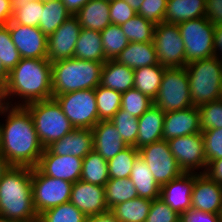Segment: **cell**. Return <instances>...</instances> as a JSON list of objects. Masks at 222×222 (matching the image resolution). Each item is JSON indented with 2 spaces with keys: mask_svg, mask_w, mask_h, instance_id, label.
I'll use <instances>...</instances> for the list:
<instances>
[{
  "mask_svg": "<svg viewBox=\"0 0 222 222\" xmlns=\"http://www.w3.org/2000/svg\"><path fill=\"white\" fill-rule=\"evenodd\" d=\"M153 104L165 113L193 106L185 67L165 68L161 85Z\"/></svg>",
  "mask_w": 222,
  "mask_h": 222,
  "instance_id": "cell-8",
  "label": "cell"
},
{
  "mask_svg": "<svg viewBox=\"0 0 222 222\" xmlns=\"http://www.w3.org/2000/svg\"><path fill=\"white\" fill-rule=\"evenodd\" d=\"M199 108L192 106L177 111L165 113L163 125V139L168 141L175 137H181L200 133Z\"/></svg>",
  "mask_w": 222,
  "mask_h": 222,
  "instance_id": "cell-19",
  "label": "cell"
},
{
  "mask_svg": "<svg viewBox=\"0 0 222 222\" xmlns=\"http://www.w3.org/2000/svg\"><path fill=\"white\" fill-rule=\"evenodd\" d=\"M93 149L106 161L114 158L127 145L110 120H101L93 128Z\"/></svg>",
  "mask_w": 222,
  "mask_h": 222,
  "instance_id": "cell-22",
  "label": "cell"
},
{
  "mask_svg": "<svg viewBox=\"0 0 222 222\" xmlns=\"http://www.w3.org/2000/svg\"><path fill=\"white\" fill-rule=\"evenodd\" d=\"M166 6L167 0H144L137 14L158 25L164 22Z\"/></svg>",
  "mask_w": 222,
  "mask_h": 222,
  "instance_id": "cell-47",
  "label": "cell"
},
{
  "mask_svg": "<svg viewBox=\"0 0 222 222\" xmlns=\"http://www.w3.org/2000/svg\"><path fill=\"white\" fill-rule=\"evenodd\" d=\"M204 140V154L207 164L222 158V128L201 132Z\"/></svg>",
  "mask_w": 222,
  "mask_h": 222,
  "instance_id": "cell-45",
  "label": "cell"
},
{
  "mask_svg": "<svg viewBox=\"0 0 222 222\" xmlns=\"http://www.w3.org/2000/svg\"><path fill=\"white\" fill-rule=\"evenodd\" d=\"M204 173L216 183L222 184V158L210 161Z\"/></svg>",
  "mask_w": 222,
  "mask_h": 222,
  "instance_id": "cell-51",
  "label": "cell"
},
{
  "mask_svg": "<svg viewBox=\"0 0 222 222\" xmlns=\"http://www.w3.org/2000/svg\"><path fill=\"white\" fill-rule=\"evenodd\" d=\"M199 108L201 131L222 128V100H216Z\"/></svg>",
  "mask_w": 222,
  "mask_h": 222,
  "instance_id": "cell-44",
  "label": "cell"
},
{
  "mask_svg": "<svg viewBox=\"0 0 222 222\" xmlns=\"http://www.w3.org/2000/svg\"><path fill=\"white\" fill-rule=\"evenodd\" d=\"M194 173H183L161 186L160 198L175 212L182 215L191 209Z\"/></svg>",
  "mask_w": 222,
  "mask_h": 222,
  "instance_id": "cell-20",
  "label": "cell"
},
{
  "mask_svg": "<svg viewBox=\"0 0 222 222\" xmlns=\"http://www.w3.org/2000/svg\"><path fill=\"white\" fill-rule=\"evenodd\" d=\"M92 129L75 128L67 133L62 139L50 144L47 149L60 156L72 155L84 158L93 150Z\"/></svg>",
  "mask_w": 222,
  "mask_h": 222,
  "instance_id": "cell-21",
  "label": "cell"
},
{
  "mask_svg": "<svg viewBox=\"0 0 222 222\" xmlns=\"http://www.w3.org/2000/svg\"><path fill=\"white\" fill-rule=\"evenodd\" d=\"M100 85L118 92L134 88V70L115 60H107L101 70Z\"/></svg>",
  "mask_w": 222,
  "mask_h": 222,
  "instance_id": "cell-25",
  "label": "cell"
},
{
  "mask_svg": "<svg viewBox=\"0 0 222 222\" xmlns=\"http://www.w3.org/2000/svg\"><path fill=\"white\" fill-rule=\"evenodd\" d=\"M109 11L111 24L115 25H121L137 15L136 11L124 0L110 1Z\"/></svg>",
  "mask_w": 222,
  "mask_h": 222,
  "instance_id": "cell-48",
  "label": "cell"
},
{
  "mask_svg": "<svg viewBox=\"0 0 222 222\" xmlns=\"http://www.w3.org/2000/svg\"><path fill=\"white\" fill-rule=\"evenodd\" d=\"M170 151L184 173H204L207 162L202 133L175 137L168 141ZM197 171V172H196Z\"/></svg>",
  "mask_w": 222,
  "mask_h": 222,
  "instance_id": "cell-13",
  "label": "cell"
},
{
  "mask_svg": "<svg viewBox=\"0 0 222 222\" xmlns=\"http://www.w3.org/2000/svg\"><path fill=\"white\" fill-rule=\"evenodd\" d=\"M7 25L21 58H47L48 37L38 27L17 24L12 20Z\"/></svg>",
  "mask_w": 222,
  "mask_h": 222,
  "instance_id": "cell-15",
  "label": "cell"
},
{
  "mask_svg": "<svg viewBox=\"0 0 222 222\" xmlns=\"http://www.w3.org/2000/svg\"><path fill=\"white\" fill-rule=\"evenodd\" d=\"M84 222H119V221L110 211H107L102 214L86 216Z\"/></svg>",
  "mask_w": 222,
  "mask_h": 222,
  "instance_id": "cell-53",
  "label": "cell"
},
{
  "mask_svg": "<svg viewBox=\"0 0 222 222\" xmlns=\"http://www.w3.org/2000/svg\"><path fill=\"white\" fill-rule=\"evenodd\" d=\"M13 7H21L24 3H27L31 0H11Z\"/></svg>",
  "mask_w": 222,
  "mask_h": 222,
  "instance_id": "cell-59",
  "label": "cell"
},
{
  "mask_svg": "<svg viewBox=\"0 0 222 222\" xmlns=\"http://www.w3.org/2000/svg\"><path fill=\"white\" fill-rule=\"evenodd\" d=\"M165 68L158 63L135 69L134 88L154 100L158 94Z\"/></svg>",
  "mask_w": 222,
  "mask_h": 222,
  "instance_id": "cell-30",
  "label": "cell"
},
{
  "mask_svg": "<svg viewBox=\"0 0 222 222\" xmlns=\"http://www.w3.org/2000/svg\"><path fill=\"white\" fill-rule=\"evenodd\" d=\"M32 168L10 166L0 180V217L9 222H37L32 195Z\"/></svg>",
  "mask_w": 222,
  "mask_h": 222,
  "instance_id": "cell-3",
  "label": "cell"
},
{
  "mask_svg": "<svg viewBox=\"0 0 222 222\" xmlns=\"http://www.w3.org/2000/svg\"><path fill=\"white\" fill-rule=\"evenodd\" d=\"M165 112L154 104L138 118V136L134 147L143 146L163 139V125Z\"/></svg>",
  "mask_w": 222,
  "mask_h": 222,
  "instance_id": "cell-23",
  "label": "cell"
},
{
  "mask_svg": "<svg viewBox=\"0 0 222 222\" xmlns=\"http://www.w3.org/2000/svg\"><path fill=\"white\" fill-rule=\"evenodd\" d=\"M0 222H9V221H7L4 218L0 217Z\"/></svg>",
  "mask_w": 222,
  "mask_h": 222,
  "instance_id": "cell-61",
  "label": "cell"
},
{
  "mask_svg": "<svg viewBox=\"0 0 222 222\" xmlns=\"http://www.w3.org/2000/svg\"><path fill=\"white\" fill-rule=\"evenodd\" d=\"M109 179L107 161L93 149L83 158L80 180L105 186Z\"/></svg>",
  "mask_w": 222,
  "mask_h": 222,
  "instance_id": "cell-32",
  "label": "cell"
},
{
  "mask_svg": "<svg viewBox=\"0 0 222 222\" xmlns=\"http://www.w3.org/2000/svg\"><path fill=\"white\" fill-rule=\"evenodd\" d=\"M11 165L0 154V180Z\"/></svg>",
  "mask_w": 222,
  "mask_h": 222,
  "instance_id": "cell-57",
  "label": "cell"
},
{
  "mask_svg": "<svg viewBox=\"0 0 222 222\" xmlns=\"http://www.w3.org/2000/svg\"><path fill=\"white\" fill-rule=\"evenodd\" d=\"M70 202L85 216L102 214L109 211L106 205L104 186L82 180L72 185Z\"/></svg>",
  "mask_w": 222,
  "mask_h": 222,
  "instance_id": "cell-18",
  "label": "cell"
},
{
  "mask_svg": "<svg viewBox=\"0 0 222 222\" xmlns=\"http://www.w3.org/2000/svg\"><path fill=\"white\" fill-rule=\"evenodd\" d=\"M126 3L136 11V13L139 11L141 4L144 2V0H124Z\"/></svg>",
  "mask_w": 222,
  "mask_h": 222,
  "instance_id": "cell-58",
  "label": "cell"
},
{
  "mask_svg": "<svg viewBox=\"0 0 222 222\" xmlns=\"http://www.w3.org/2000/svg\"><path fill=\"white\" fill-rule=\"evenodd\" d=\"M0 117L3 118L0 120L1 156L11 166L37 167L45 148L28 109L5 105L0 109Z\"/></svg>",
  "mask_w": 222,
  "mask_h": 222,
  "instance_id": "cell-1",
  "label": "cell"
},
{
  "mask_svg": "<svg viewBox=\"0 0 222 222\" xmlns=\"http://www.w3.org/2000/svg\"><path fill=\"white\" fill-rule=\"evenodd\" d=\"M122 93L98 85L95 88V97L99 120H110L121 108Z\"/></svg>",
  "mask_w": 222,
  "mask_h": 222,
  "instance_id": "cell-37",
  "label": "cell"
},
{
  "mask_svg": "<svg viewBox=\"0 0 222 222\" xmlns=\"http://www.w3.org/2000/svg\"><path fill=\"white\" fill-rule=\"evenodd\" d=\"M177 25L185 45V66L193 61L215 56V25L206 17Z\"/></svg>",
  "mask_w": 222,
  "mask_h": 222,
  "instance_id": "cell-7",
  "label": "cell"
},
{
  "mask_svg": "<svg viewBox=\"0 0 222 222\" xmlns=\"http://www.w3.org/2000/svg\"><path fill=\"white\" fill-rule=\"evenodd\" d=\"M13 17L11 0H0V26L7 25Z\"/></svg>",
  "mask_w": 222,
  "mask_h": 222,
  "instance_id": "cell-52",
  "label": "cell"
},
{
  "mask_svg": "<svg viewBox=\"0 0 222 222\" xmlns=\"http://www.w3.org/2000/svg\"><path fill=\"white\" fill-rule=\"evenodd\" d=\"M71 15H75L89 0H61Z\"/></svg>",
  "mask_w": 222,
  "mask_h": 222,
  "instance_id": "cell-55",
  "label": "cell"
},
{
  "mask_svg": "<svg viewBox=\"0 0 222 222\" xmlns=\"http://www.w3.org/2000/svg\"><path fill=\"white\" fill-rule=\"evenodd\" d=\"M75 128L92 129L98 118L95 89L53 95Z\"/></svg>",
  "mask_w": 222,
  "mask_h": 222,
  "instance_id": "cell-9",
  "label": "cell"
},
{
  "mask_svg": "<svg viewBox=\"0 0 222 222\" xmlns=\"http://www.w3.org/2000/svg\"><path fill=\"white\" fill-rule=\"evenodd\" d=\"M74 58L106 62L100 31L82 28L74 49Z\"/></svg>",
  "mask_w": 222,
  "mask_h": 222,
  "instance_id": "cell-29",
  "label": "cell"
},
{
  "mask_svg": "<svg viewBox=\"0 0 222 222\" xmlns=\"http://www.w3.org/2000/svg\"><path fill=\"white\" fill-rule=\"evenodd\" d=\"M138 197L155 200L160 198L161 187L154 179L152 172L146 162L138 157L134 162L130 177Z\"/></svg>",
  "mask_w": 222,
  "mask_h": 222,
  "instance_id": "cell-28",
  "label": "cell"
},
{
  "mask_svg": "<svg viewBox=\"0 0 222 222\" xmlns=\"http://www.w3.org/2000/svg\"><path fill=\"white\" fill-rule=\"evenodd\" d=\"M83 158L52 154L44 149L37 168L46 176L75 183L80 180Z\"/></svg>",
  "mask_w": 222,
  "mask_h": 222,
  "instance_id": "cell-16",
  "label": "cell"
},
{
  "mask_svg": "<svg viewBox=\"0 0 222 222\" xmlns=\"http://www.w3.org/2000/svg\"><path fill=\"white\" fill-rule=\"evenodd\" d=\"M104 63L74 57L51 63L53 95L95 89Z\"/></svg>",
  "mask_w": 222,
  "mask_h": 222,
  "instance_id": "cell-4",
  "label": "cell"
},
{
  "mask_svg": "<svg viewBox=\"0 0 222 222\" xmlns=\"http://www.w3.org/2000/svg\"><path fill=\"white\" fill-rule=\"evenodd\" d=\"M215 56L222 61V25H215Z\"/></svg>",
  "mask_w": 222,
  "mask_h": 222,
  "instance_id": "cell-54",
  "label": "cell"
},
{
  "mask_svg": "<svg viewBox=\"0 0 222 222\" xmlns=\"http://www.w3.org/2000/svg\"><path fill=\"white\" fill-rule=\"evenodd\" d=\"M114 60L133 70L158 64L154 42H129Z\"/></svg>",
  "mask_w": 222,
  "mask_h": 222,
  "instance_id": "cell-24",
  "label": "cell"
},
{
  "mask_svg": "<svg viewBox=\"0 0 222 222\" xmlns=\"http://www.w3.org/2000/svg\"><path fill=\"white\" fill-rule=\"evenodd\" d=\"M206 0H167L164 22L179 24L205 17Z\"/></svg>",
  "mask_w": 222,
  "mask_h": 222,
  "instance_id": "cell-27",
  "label": "cell"
},
{
  "mask_svg": "<svg viewBox=\"0 0 222 222\" xmlns=\"http://www.w3.org/2000/svg\"><path fill=\"white\" fill-rule=\"evenodd\" d=\"M138 157L139 150L134 146H127L120 151L114 158L107 161L109 178H129Z\"/></svg>",
  "mask_w": 222,
  "mask_h": 222,
  "instance_id": "cell-35",
  "label": "cell"
},
{
  "mask_svg": "<svg viewBox=\"0 0 222 222\" xmlns=\"http://www.w3.org/2000/svg\"><path fill=\"white\" fill-rule=\"evenodd\" d=\"M153 42L161 66L185 67V45L177 24L161 22L155 25Z\"/></svg>",
  "mask_w": 222,
  "mask_h": 222,
  "instance_id": "cell-12",
  "label": "cell"
},
{
  "mask_svg": "<svg viewBox=\"0 0 222 222\" xmlns=\"http://www.w3.org/2000/svg\"><path fill=\"white\" fill-rule=\"evenodd\" d=\"M81 25L75 15L70 16L48 36L47 59L55 61L74 57V49L81 32Z\"/></svg>",
  "mask_w": 222,
  "mask_h": 222,
  "instance_id": "cell-14",
  "label": "cell"
},
{
  "mask_svg": "<svg viewBox=\"0 0 222 222\" xmlns=\"http://www.w3.org/2000/svg\"><path fill=\"white\" fill-rule=\"evenodd\" d=\"M25 107L32 117L36 133L44 148L75 129L53 97L28 103Z\"/></svg>",
  "mask_w": 222,
  "mask_h": 222,
  "instance_id": "cell-6",
  "label": "cell"
},
{
  "mask_svg": "<svg viewBox=\"0 0 222 222\" xmlns=\"http://www.w3.org/2000/svg\"><path fill=\"white\" fill-rule=\"evenodd\" d=\"M85 218L79 209L67 202L42 212L37 222H84Z\"/></svg>",
  "mask_w": 222,
  "mask_h": 222,
  "instance_id": "cell-39",
  "label": "cell"
},
{
  "mask_svg": "<svg viewBox=\"0 0 222 222\" xmlns=\"http://www.w3.org/2000/svg\"><path fill=\"white\" fill-rule=\"evenodd\" d=\"M191 209L221 214L222 184L216 183L205 173H194Z\"/></svg>",
  "mask_w": 222,
  "mask_h": 222,
  "instance_id": "cell-17",
  "label": "cell"
},
{
  "mask_svg": "<svg viewBox=\"0 0 222 222\" xmlns=\"http://www.w3.org/2000/svg\"><path fill=\"white\" fill-rule=\"evenodd\" d=\"M110 2L89 0L76 14L82 28L102 31L111 24Z\"/></svg>",
  "mask_w": 222,
  "mask_h": 222,
  "instance_id": "cell-26",
  "label": "cell"
},
{
  "mask_svg": "<svg viewBox=\"0 0 222 222\" xmlns=\"http://www.w3.org/2000/svg\"><path fill=\"white\" fill-rule=\"evenodd\" d=\"M205 17L214 25H222V0H206Z\"/></svg>",
  "mask_w": 222,
  "mask_h": 222,
  "instance_id": "cell-50",
  "label": "cell"
},
{
  "mask_svg": "<svg viewBox=\"0 0 222 222\" xmlns=\"http://www.w3.org/2000/svg\"><path fill=\"white\" fill-rule=\"evenodd\" d=\"M104 191L109 210L119 203L138 197L136 187L130 178L109 179L104 186Z\"/></svg>",
  "mask_w": 222,
  "mask_h": 222,
  "instance_id": "cell-34",
  "label": "cell"
},
{
  "mask_svg": "<svg viewBox=\"0 0 222 222\" xmlns=\"http://www.w3.org/2000/svg\"><path fill=\"white\" fill-rule=\"evenodd\" d=\"M32 195L37 214L70 202L72 182L44 175L37 167L32 168Z\"/></svg>",
  "mask_w": 222,
  "mask_h": 222,
  "instance_id": "cell-10",
  "label": "cell"
},
{
  "mask_svg": "<svg viewBox=\"0 0 222 222\" xmlns=\"http://www.w3.org/2000/svg\"><path fill=\"white\" fill-rule=\"evenodd\" d=\"M3 95L6 105L10 106L52 98L51 62L47 58H22L8 73Z\"/></svg>",
  "mask_w": 222,
  "mask_h": 222,
  "instance_id": "cell-2",
  "label": "cell"
},
{
  "mask_svg": "<svg viewBox=\"0 0 222 222\" xmlns=\"http://www.w3.org/2000/svg\"><path fill=\"white\" fill-rule=\"evenodd\" d=\"M6 105L3 95V88L0 86V109Z\"/></svg>",
  "mask_w": 222,
  "mask_h": 222,
  "instance_id": "cell-60",
  "label": "cell"
},
{
  "mask_svg": "<svg viewBox=\"0 0 222 222\" xmlns=\"http://www.w3.org/2000/svg\"><path fill=\"white\" fill-rule=\"evenodd\" d=\"M120 27L129 42H153L155 25L138 14Z\"/></svg>",
  "mask_w": 222,
  "mask_h": 222,
  "instance_id": "cell-36",
  "label": "cell"
},
{
  "mask_svg": "<svg viewBox=\"0 0 222 222\" xmlns=\"http://www.w3.org/2000/svg\"><path fill=\"white\" fill-rule=\"evenodd\" d=\"M71 15L61 0L44 2L38 28L48 37Z\"/></svg>",
  "mask_w": 222,
  "mask_h": 222,
  "instance_id": "cell-33",
  "label": "cell"
},
{
  "mask_svg": "<svg viewBox=\"0 0 222 222\" xmlns=\"http://www.w3.org/2000/svg\"><path fill=\"white\" fill-rule=\"evenodd\" d=\"M100 33L107 60H114L129 43L120 25L110 24Z\"/></svg>",
  "mask_w": 222,
  "mask_h": 222,
  "instance_id": "cell-38",
  "label": "cell"
},
{
  "mask_svg": "<svg viewBox=\"0 0 222 222\" xmlns=\"http://www.w3.org/2000/svg\"><path fill=\"white\" fill-rule=\"evenodd\" d=\"M21 55L14 45L8 25L0 26V61L9 73L21 60Z\"/></svg>",
  "mask_w": 222,
  "mask_h": 222,
  "instance_id": "cell-43",
  "label": "cell"
},
{
  "mask_svg": "<svg viewBox=\"0 0 222 222\" xmlns=\"http://www.w3.org/2000/svg\"><path fill=\"white\" fill-rule=\"evenodd\" d=\"M152 200L136 197L113 206L109 211L119 222H145Z\"/></svg>",
  "mask_w": 222,
  "mask_h": 222,
  "instance_id": "cell-31",
  "label": "cell"
},
{
  "mask_svg": "<svg viewBox=\"0 0 222 222\" xmlns=\"http://www.w3.org/2000/svg\"><path fill=\"white\" fill-rule=\"evenodd\" d=\"M110 121L121 134V138L127 146H134L138 136V118L129 112L119 109Z\"/></svg>",
  "mask_w": 222,
  "mask_h": 222,
  "instance_id": "cell-40",
  "label": "cell"
},
{
  "mask_svg": "<svg viewBox=\"0 0 222 222\" xmlns=\"http://www.w3.org/2000/svg\"><path fill=\"white\" fill-rule=\"evenodd\" d=\"M7 79H8V72L5 70V68L3 67V65L0 61V86L2 88L5 87V85L7 83Z\"/></svg>",
  "mask_w": 222,
  "mask_h": 222,
  "instance_id": "cell-56",
  "label": "cell"
},
{
  "mask_svg": "<svg viewBox=\"0 0 222 222\" xmlns=\"http://www.w3.org/2000/svg\"><path fill=\"white\" fill-rule=\"evenodd\" d=\"M180 222H221V214L189 209L181 215Z\"/></svg>",
  "mask_w": 222,
  "mask_h": 222,
  "instance_id": "cell-49",
  "label": "cell"
},
{
  "mask_svg": "<svg viewBox=\"0 0 222 222\" xmlns=\"http://www.w3.org/2000/svg\"><path fill=\"white\" fill-rule=\"evenodd\" d=\"M44 10V2L31 0L21 7H13L12 21L17 24L38 27Z\"/></svg>",
  "mask_w": 222,
  "mask_h": 222,
  "instance_id": "cell-42",
  "label": "cell"
},
{
  "mask_svg": "<svg viewBox=\"0 0 222 222\" xmlns=\"http://www.w3.org/2000/svg\"><path fill=\"white\" fill-rule=\"evenodd\" d=\"M138 150L139 157L146 162L160 187L184 173L166 140L161 139Z\"/></svg>",
  "mask_w": 222,
  "mask_h": 222,
  "instance_id": "cell-11",
  "label": "cell"
},
{
  "mask_svg": "<svg viewBox=\"0 0 222 222\" xmlns=\"http://www.w3.org/2000/svg\"><path fill=\"white\" fill-rule=\"evenodd\" d=\"M181 215L173 211L161 198L152 200L145 222H180Z\"/></svg>",
  "mask_w": 222,
  "mask_h": 222,
  "instance_id": "cell-46",
  "label": "cell"
},
{
  "mask_svg": "<svg viewBox=\"0 0 222 222\" xmlns=\"http://www.w3.org/2000/svg\"><path fill=\"white\" fill-rule=\"evenodd\" d=\"M152 105L153 100L135 88L122 93L121 109L134 117L140 118Z\"/></svg>",
  "mask_w": 222,
  "mask_h": 222,
  "instance_id": "cell-41",
  "label": "cell"
},
{
  "mask_svg": "<svg viewBox=\"0 0 222 222\" xmlns=\"http://www.w3.org/2000/svg\"><path fill=\"white\" fill-rule=\"evenodd\" d=\"M38 1H40V2H47L48 0H38Z\"/></svg>",
  "mask_w": 222,
  "mask_h": 222,
  "instance_id": "cell-62",
  "label": "cell"
},
{
  "mask_svg": "<svg viewBox=\"0 0 222 222\" xmlns=\"http://www.w3.org/2000/svg\"><path fill=\"white\" fill-rule=\"evenodd\" d=\"M185 68L193 106L198 108L221 98L222 61L218 57L193 61Z\"/></svg>",
  "mask_w": 222,
  "mask_h": 222,
  "instance_id": "cell-5",
  "label": "cell"
}]
</instances>
